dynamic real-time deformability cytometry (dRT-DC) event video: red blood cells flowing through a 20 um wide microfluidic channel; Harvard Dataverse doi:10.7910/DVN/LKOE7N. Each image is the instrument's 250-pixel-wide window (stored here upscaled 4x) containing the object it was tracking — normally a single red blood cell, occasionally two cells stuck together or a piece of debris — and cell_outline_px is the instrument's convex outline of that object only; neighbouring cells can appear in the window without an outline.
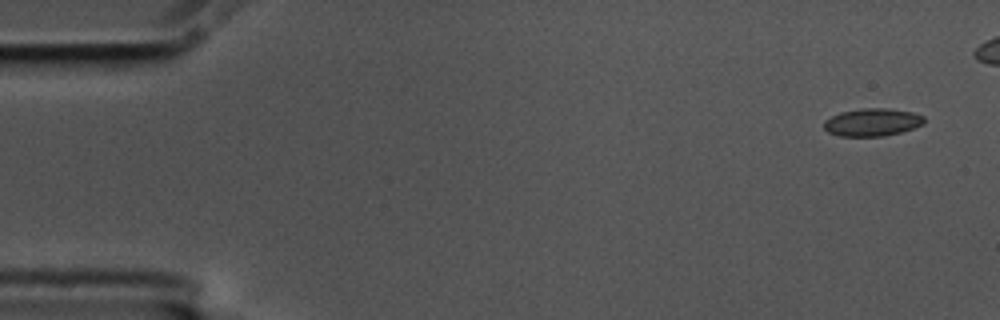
{"species": "common noctule bat (a hibernating species)", "species_latin": "Nyctalus noctula", "temperature_condition": "cold", "stored_images_in_passage": 6, "camera_frame_rate_fps": 3000, "um_per_image_px": 0.085, "animal": {"sex": "male", "body_mass_g": 17.5, "forearm_length_mm": 52.3}, "frame": {"image": 1, "passage_image": 1, "time_ms": 0.0, "image_size_px": [1000, 320], "cell_outline_px": [[924, 124], [900, 132], [884, 136], [840, 136], [828, 132], [824, 128], [824, 120], [840, 112], [860, 108], [888, 108], [912, 112], [924, 116]], "centroid_in_image_um": [74.13, 10.38], "position_along_channel_um": 10.9, "area_um2": 16.18}}